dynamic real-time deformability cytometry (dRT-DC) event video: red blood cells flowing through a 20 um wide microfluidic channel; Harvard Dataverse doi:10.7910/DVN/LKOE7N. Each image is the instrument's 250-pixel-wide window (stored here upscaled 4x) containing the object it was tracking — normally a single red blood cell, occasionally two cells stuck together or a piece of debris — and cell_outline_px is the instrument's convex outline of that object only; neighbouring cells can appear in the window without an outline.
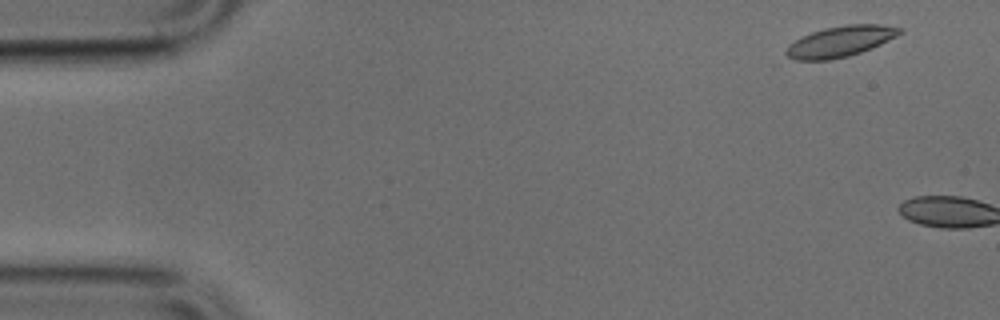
{"species": "common noctule bat (a hibernating species)", "species_latin": "Nyctalus noctula", "temperature_condition": "cold", "stored_images_in_passage": 4, "camera_frame_rate_fps": 3000, "um_per_image_px": 0.085, "animal": {"sex": "male", "body_mass_g": 17.9, "forearm_length_mm": 54.2}, "frame": {"image": 1, "passage_image": 3, "time_ms": 0.667, "image_size_px": [1000, 320], "cell_outline_px": [[904, 32], [872, 48], [848, 56], [828, 60], [796, 60], [788, 56], [784, 52], [788, 44], [800, 36], [824, 28], [844, 24], [884, 24], [904, 28]], "centroid_in_image_um": [71.43, 3.5], "position_along_channel_um": 13.6, "area_um2": 20.58}}